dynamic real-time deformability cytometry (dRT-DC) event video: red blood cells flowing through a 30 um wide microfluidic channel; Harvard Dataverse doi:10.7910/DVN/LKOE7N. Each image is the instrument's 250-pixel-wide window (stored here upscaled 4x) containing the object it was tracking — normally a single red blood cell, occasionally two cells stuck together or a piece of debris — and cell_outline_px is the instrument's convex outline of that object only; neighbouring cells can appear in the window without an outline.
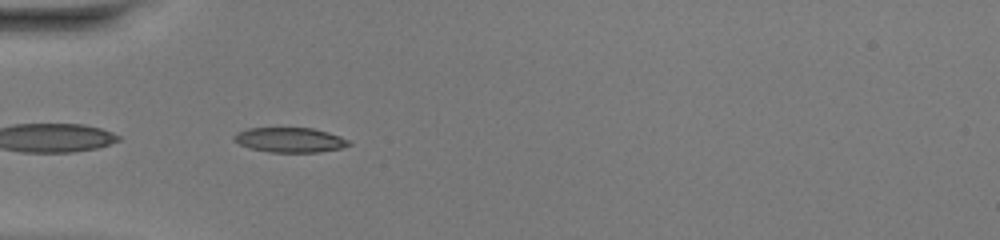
{"species": "common noctule bat (a hibernating species)", "species_latin": "Nyctalus noctula", "temperature_condition": "warm", "stored_images_in_passage": 34, "camera_frame_rate_fps": 3000, "um_per_image_px": 0.085, "animal": {"sex": "female", "body_mass_g": 20.0, "forearm_length_mm": 54.0}, "frame": {"image": 1, "passage_image": 1, "time_ms": 0.0, "image_size_px": [1000, 240], "cell_outline_px": [[352, 144], [340, 148], [316, 152], [268, 152], [252, 148], [240, 144], [232, 140], [232, 136], [236, 132], [248, 128], [312, 128], [328, 132], [340, 136], [348, 140]], "centroid_in_image_um": [24.61, 11.88], "position_along_channel_um": 60.4, "area_um2": 16.53}}
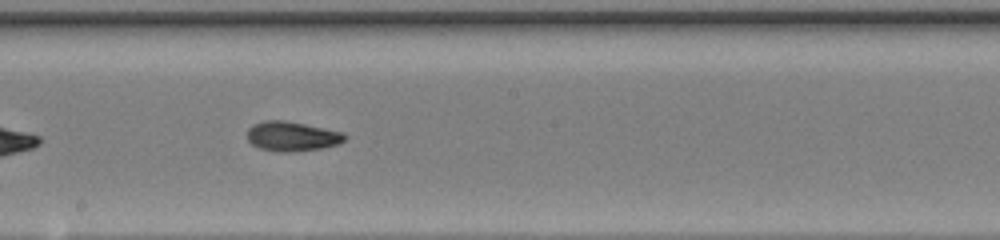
{"frame": {"image": 2, "passage_image": 13, "time_ms": 4.0, "image_size_px": [1000, 240], "cell_outline_px": [[348, 136], [340, 144], [320, 148], [292, 152], [276, 152], [260, 148], [252, 144], [248, 140], [248, 128], [252, 124], [264, 120], [284, 120], [344, 132]], "centroid_in_image_um": [24.82, 11.58], "position_along_channel_um": 223.4, "area_um2": 16.94}}
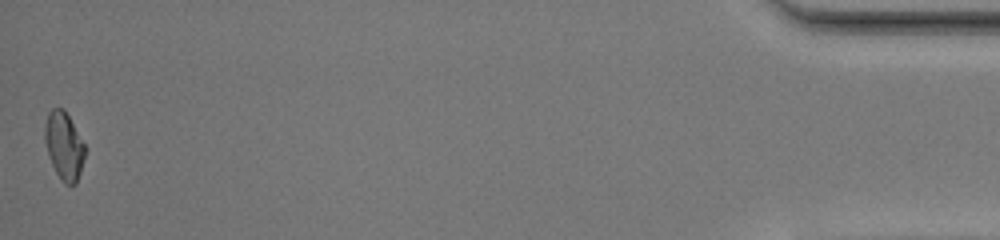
{"frame": {"image": 3, "passage_image": 34, "time_ms": 11.0, "image_size_px": [1000, 240], "cell_outline_px": [[88, 148], [76, 184], [64, 184], [60, 180], [48, 156], [44, 140], [44, 124], [48, 112], [52, 108], [64, 108]], "centroid_in_image_um": [5.45, 12.38], "position_along_channel_um": 429.7, "area_um2": 16.3}, "authors_computed_cell_mechanics": {"area_um2": 16.1262, "velocity_mm_per_s": 4.2196, "shape_relaxation_time_tau1_ms": null, "shape_relaxation_time_tau2_ms": 1.8398, "deformation_change_tau1": null, "deformation_change_tau2": 0.0719}}